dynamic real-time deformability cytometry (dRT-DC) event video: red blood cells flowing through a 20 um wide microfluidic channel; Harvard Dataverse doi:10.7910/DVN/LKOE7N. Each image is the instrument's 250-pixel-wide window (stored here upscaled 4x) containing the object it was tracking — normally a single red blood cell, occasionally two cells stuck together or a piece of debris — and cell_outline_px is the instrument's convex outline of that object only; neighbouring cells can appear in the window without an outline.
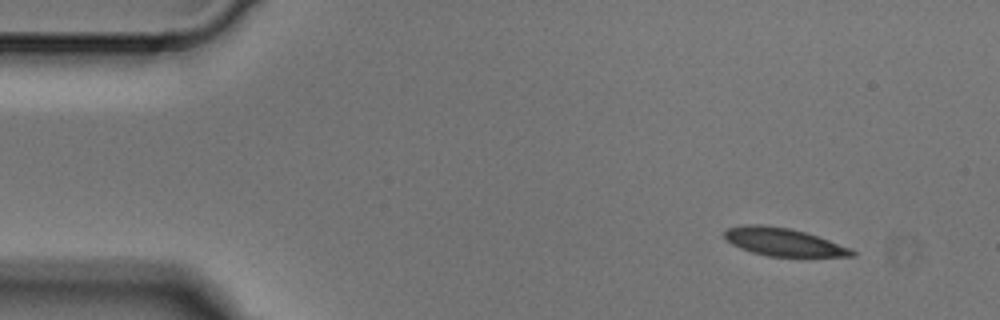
{"species": "Egyptian fruit bat (a non-hibernating species)", "species_latin": "Rousettus aegyptiacus", "temperature_condition": "cold", "stored_images_in_passage": 5, "camera_frame_rate_fps": 3000, "um_per_image_px": 0.085, "animal": {"sex": "male"}, "frame": {"image": 1, "passage_image": 1, "time_ms": 0.0, "image_size_px": [1000, 320], "cell_outline_px": [[856, 256], [768, 256], [752, 252], [740, 248], [732, 244], [724, 236], [724, 232], [728, 228], [744, 224], [760, 224], [788, 228], [804, 232], [852, 248], [856, 252]], "centroid_in_image_um": [66.58, 20.57], "position_along_channel_um": 18.4, "area_um2": 20.46}}
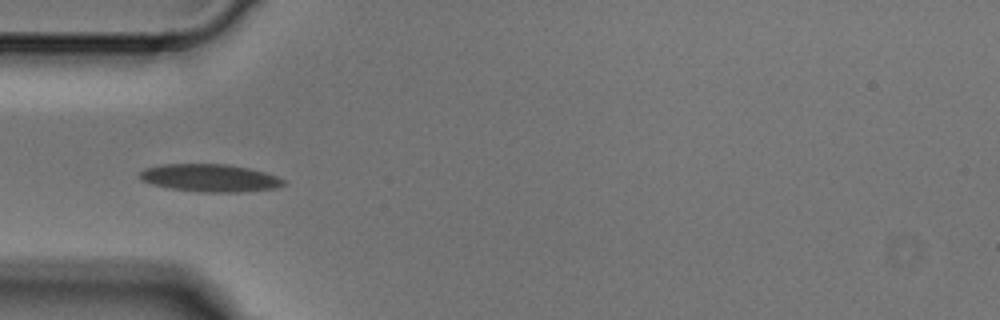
{"frame": {"image": 2, "passage_image": 4, "time_ms": 1.0, "image_size_px": [1000, 320], "cell_outline_px": [[284, 184], [276, 188], [240, 192], [200, 192], [172, 188], [152, 184], [140, 180], [140, 172], [144, 168], [160, 164], [228, 164], [248, 168], [264, 172], [276, 176], [284, 180]], "centroid_in_image_um": [17.82, 15.12], "position_along_channel_um": 67.2, "area_um2": 23.06}}
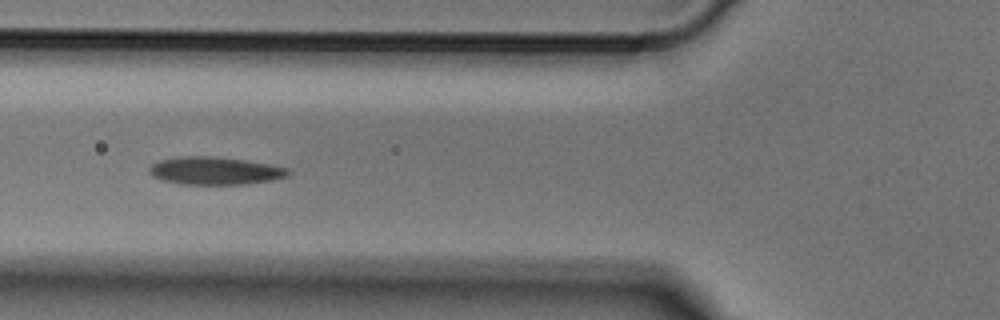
{"frame": {"image": 3, "passage_image": 5, "time_ms": 1.333, "image_size_px": [1000, 320], "cell_outline_px": [[292, 172], [288, 176], [272, 180], [248, 184], [180, 184], [160, 180], [152, 176], [148, 172], [148, 168], [152, 164], [160, 160], [180, 156], [216, 156], [248, 160], [272, 164], [288, 168]], "centroid_in_image_um": [18.29, 14.51], "position_along_channel_um": 107.5, "area_um2": 22.89}}